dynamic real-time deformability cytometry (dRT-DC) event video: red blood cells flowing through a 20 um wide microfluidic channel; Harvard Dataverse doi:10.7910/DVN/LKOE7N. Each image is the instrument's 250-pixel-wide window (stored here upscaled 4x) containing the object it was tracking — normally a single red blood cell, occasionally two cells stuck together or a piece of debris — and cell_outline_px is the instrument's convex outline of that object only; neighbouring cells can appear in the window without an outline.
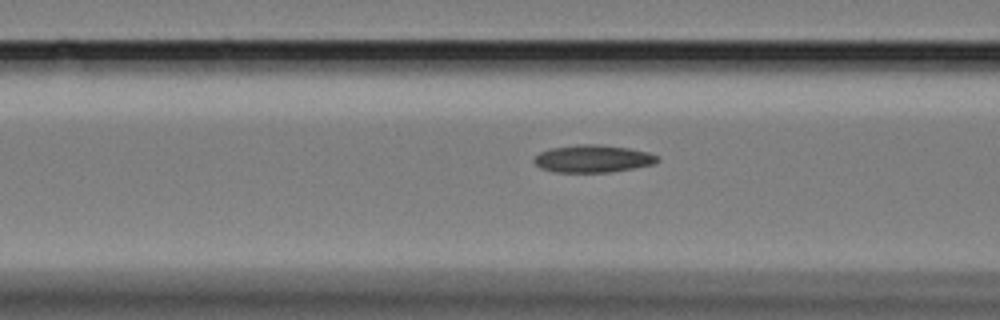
{"species": "Egyptian fruit bat (a non-hibernating species)", "species_latin": "Rousettus aegyptiacus", "temperature_condition": "cold", "stored_images_in_passage": 38, "camera_frame_rate_fps": 3000, "um_per_image_px": 0.085, "animal": {"sex": "female"}, "frame": {"image": 1, "passage_image": 13, "time_ms": 4.0, "image_size_px": [1000, 320], "cell_outline_px": [[660, 160], [656, 164], [612, 172], [552, 172], [540, 168], [532, 160], [540, 152], [548, 148], [576, 144], [596, 144], [628, 148], [648, 152], [660, 156]], "centroid_in_image_um": [50.4, 13.49], "position_along_channel_um": 116.2, "area_um2": 20.06}}
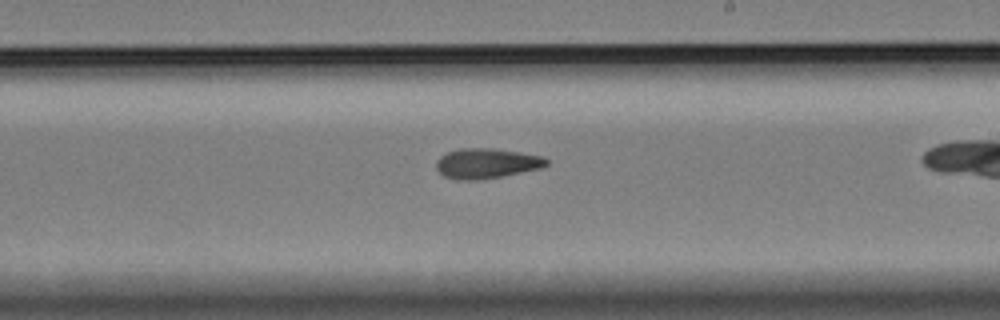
{"frame": {"image": 2, "passage_image": 25, "time_ms": 8.0, "image_size_px": [1000, 320], "cell_outline_px": [[548, 164], [540, 168], [500, 176], [476, 180], [456, 180], [444, 176], [436, 168], [436, 160], [440, 156], [448, 152], [460, 148], [492, 148], [520, 152], [544, 156], [548, 160]], "centroid_in_image_um": [41.34, 13.88], "position_along_channel_um": 247.7, "area_um2": 19.25}}
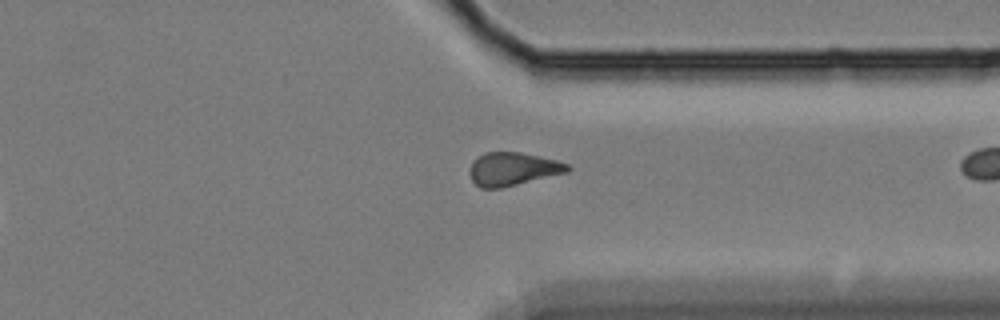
{"frame": {"image": 3, "passage_image": 36, "time_ms": 11.667, "image_size_px": [1000, 320], "cell_outline_px": [[572, 168], [568, 172], [500, 188], [480, 188], [472, 180], [468, 172], [472, 164], [484, 152], [520, 152], [556, 160], [568, 164]], "centroid_in_image_um": [43.59, 14.37], "position_along_channel_um": 367.8, "area_um2": 18.73}}